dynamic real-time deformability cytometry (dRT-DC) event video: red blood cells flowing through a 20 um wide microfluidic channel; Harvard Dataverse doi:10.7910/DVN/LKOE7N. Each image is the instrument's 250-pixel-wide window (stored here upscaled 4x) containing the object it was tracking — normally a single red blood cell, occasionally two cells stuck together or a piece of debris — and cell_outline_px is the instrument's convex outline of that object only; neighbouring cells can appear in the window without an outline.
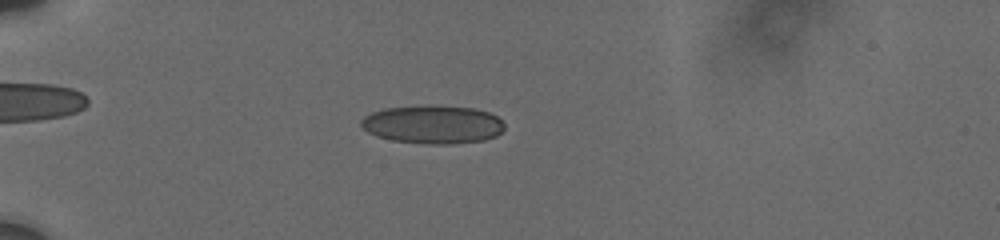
{"species": "human", "species_latin": "Homo sapiens", "temperature_condition": "cold", "stored_images_in_passage": 45, "camera_frame_rate_fps": 3000, "um_per_image_px": 0.085, "donor": {"sex": "male"}, "frame": {"image": 1, "passage_image": 12, "time_ms": 5.0, "image_size_px": [1000, 240], "cell_outline_px": [[504, 128], [496, 136], [484, 140], [452, 144], [428, 144], [392, 140], [376, 136], [368, 132], [360, 124], [360, 120], [364, 116], [372, 112], [384, 108], [428, 104], [432, 104], [472, 108], [488, 112], [496, 116], [504, 124]], "centroid_in_image_um": [36.77, 10.56], "position_along_channel_um": 48.2, "area_um2": 32.31}}
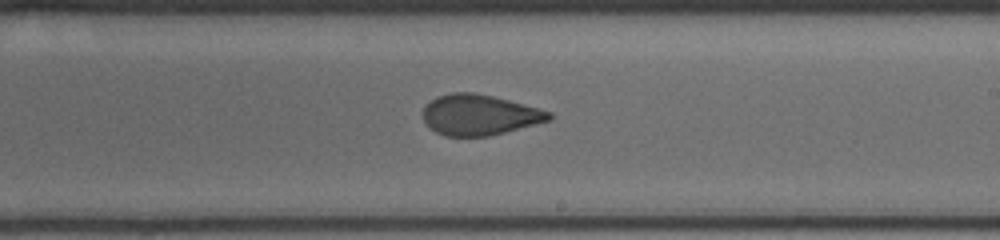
{"frame": {"image": 2, "passage_image": 27, "time_ms": 11.333, "image_size_px": [1000, 240], "cell_outline_px": [[552, 120], [488, 136], [444, 136], [428, 128], [424, 120], [424, 108], [432, 100], [440, 96], [452, 92], [472, 92], [492, 96], [508, 100], [552, 112]], "centroid_in_image_um": [40.75, 9.77], "position_along_channel_um": 248.2, "area_um2": 29.54}}
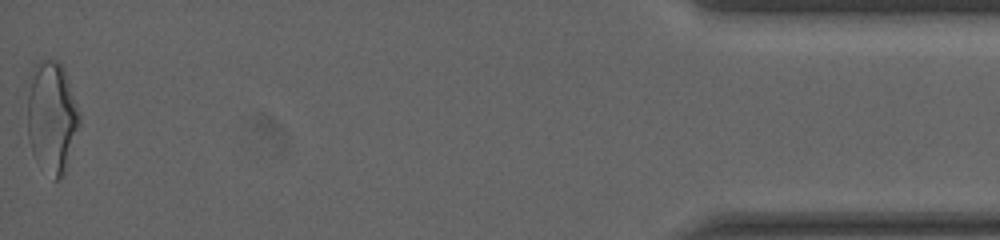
{"frame": {"image": 3, "passage_image": 45, "time_ms": 18.333, "image_size_px": [1000, 240], "cell_outline_px": [[80, 124], [64, 176], [56, 180], [52, 180], [36, 160], [32, 152], [28, 136], [28, 92], [32, 68], [40, 60], [56, 60], [64, 68], [80, 112]], "centroid_in_image_um": [4.42, 9.98], "position_along_channel_um": 430.8, "area_um2": 34.1}, "authors_computed_cell_mechanics": {"area_um2": 30.5184, "velocity_mm_per_s": 3.7252, "shape_relaxation_time_tau1_ms": null, "shape_relaxation_time_tau2_ms": 1.0392, "deformation_change_tau1": null, "deformation_change_tau2": 0.0618}}